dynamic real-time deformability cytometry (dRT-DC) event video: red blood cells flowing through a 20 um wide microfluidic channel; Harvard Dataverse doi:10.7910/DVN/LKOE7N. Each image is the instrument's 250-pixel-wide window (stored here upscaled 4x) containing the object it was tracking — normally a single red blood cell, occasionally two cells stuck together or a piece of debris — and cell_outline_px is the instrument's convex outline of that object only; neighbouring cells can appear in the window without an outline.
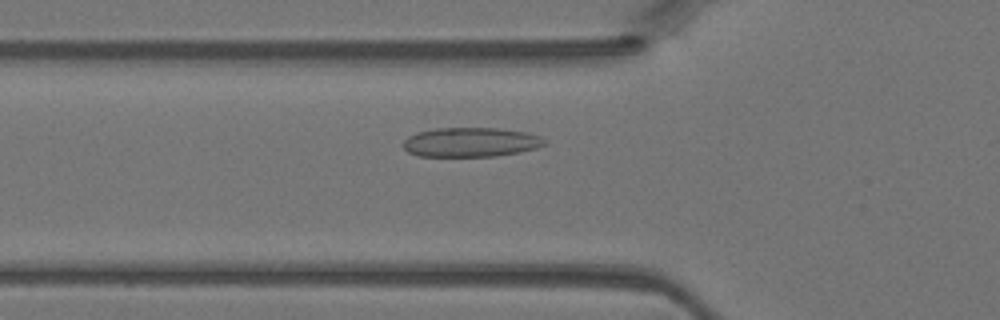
{"species": "Egyptian fruit bat (a non-hibernating species)", "species_latin": "Rousettus aegyptiacus", "temperature_condition": "warm", "stored_images_in_passage": 46, "camera_frame_rate_fps": 3000, "um_per_image_px": 0.085, "animal": {"sex": "female"}, "frame": {"image": 1, "passage_image": 16, "time_ms": 5.0, "image_size_px": [1000, 320], "cell_outline_px": [[544, 144], [536, 148], [520, 152], [496, 156], [416, 156], [408, 152], [400, 144], [408, 136], [416, 132], [436, 128], [496, 128], [528, 132], [540, 136], [544, 140]], "centroid_in_image_um": [39.96, 12.08], "position_along_channel_um": 85.8, "area_um2": 24.33}}
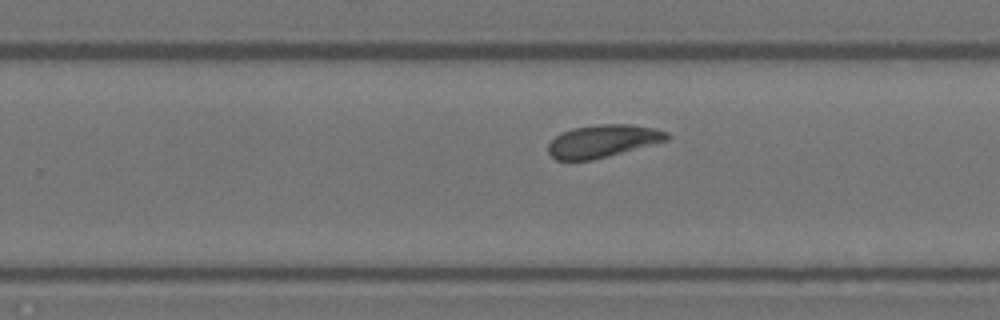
{"frame": {"image": 2, "passage_image": 29, "time_ms": 9.333, "image_size_px": [1000, 320], "cell_outline_px": [[672, 136], [668, 140], [592, 160], [556, 160], [548, 152], [548, 144], [560, 132], [572, 128], [596, 124], [632, 124], [652, 128], [668, 132]], "centroid_in_image_um": [51.23, 11.98], "position_along_channel_um": 278.6, "area_um2": 22.54}}
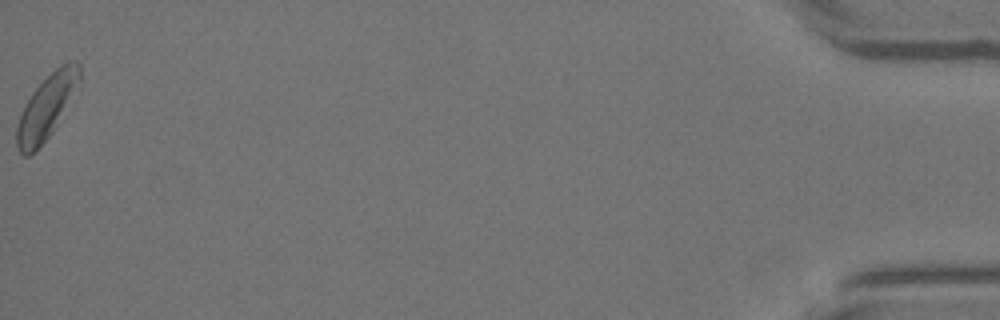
{"frame": {"image": 3, "passage_image": 46, "time_ms": 15.0, "image_size_px": [1000, 320], "cell_outline_px": [[80, 80], [52, 132], [28, 156], [24, 156], [16, 148], [16, 128], [24, 104], [32, 92], [60, 64], [68, 60], [76, 60], [80, 64]], "centroid_in_image_um": [3.94, 9.06], "position_along_channel_um": 431.3, "area_um2": 22.72}}